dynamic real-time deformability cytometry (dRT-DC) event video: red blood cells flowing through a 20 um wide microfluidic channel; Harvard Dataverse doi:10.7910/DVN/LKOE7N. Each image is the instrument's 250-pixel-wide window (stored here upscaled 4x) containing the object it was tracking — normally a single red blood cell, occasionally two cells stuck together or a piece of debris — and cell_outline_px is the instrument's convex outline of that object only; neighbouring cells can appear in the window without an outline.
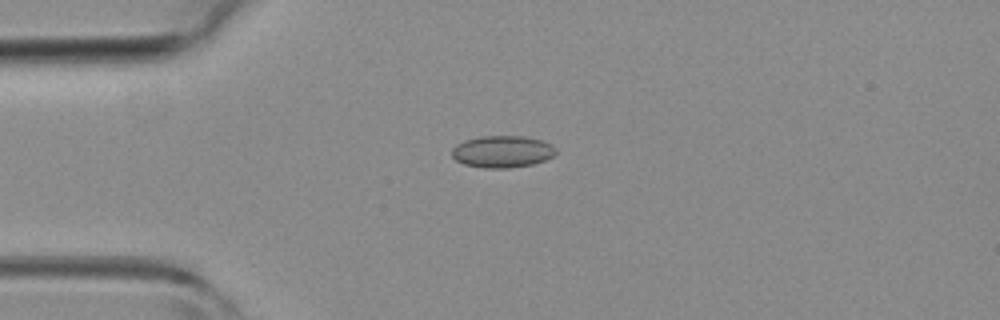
{"species": "common noctule bat (a hibernating species)", "species_latin": "Nyctalus noctula", "temperature_condition": "room temperature", "stored_images_in_passage": 4, "camera_frame_rate_fps": 3000, "um_per_image_px": 0.085, "animal": {"sex": "female", "body_mass_g": 19.3, "forearm_length_mm": 54.1}, "frame": {"image": 1, "passage_image": 4, "time_ms": 4.667, "image_size_px": [1000, 320], "cell_outline_px": [[556, 152], [552, 156], [544, 160], [532, 164], [508, 168], [484, 168], [464, 164], [456, 160], [452, 156], [452, 148], [456, 144], [464, 140], [484, 136], [524, 136], [540, 140], [552, 144], [556, 148]], "centroid_in_image_um": [42.68, 12.88], "position_along_channel_um": 42.3, "area_um2": 19.31}}